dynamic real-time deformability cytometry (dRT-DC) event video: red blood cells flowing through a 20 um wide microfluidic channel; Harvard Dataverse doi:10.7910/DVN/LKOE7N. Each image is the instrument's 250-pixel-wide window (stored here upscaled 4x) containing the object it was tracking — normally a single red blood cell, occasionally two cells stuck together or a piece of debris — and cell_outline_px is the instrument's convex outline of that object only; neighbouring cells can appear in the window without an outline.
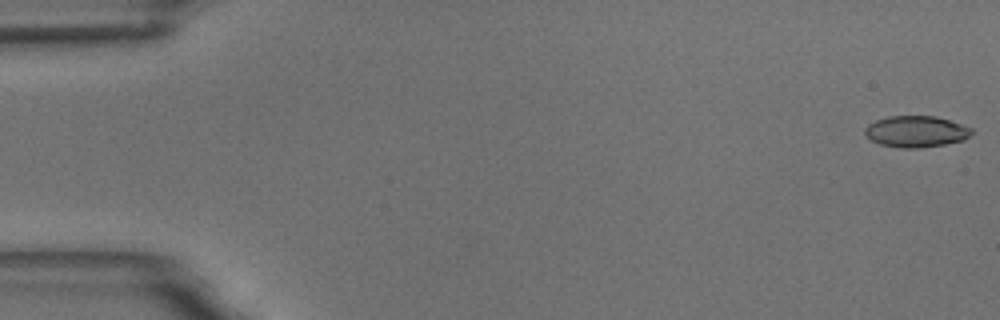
{"species": "common noctule bat (a hibernating species)", "species_latin": "Nyctalus noctula", "temperature_condition": "room temperature", "stored_images_in_passage": 9, "camera_frame_rate_fps": 3000, "um_per_image_px": 0.085, "animal": {"sex": "male", "body_mass_g": 18.8}, "frame": {"image": 1, "passage_image": 1, "time_ms": 0.0, "image_size_px": [1000, 320], "cell_outline_px": [[972, 132], [964, 140], [944, 144], [920, 148], [904, 148], [880, 144], [872, 140], [864, 132], [864, 128], [868, 124], [876, 120], [888, 116], [936, 116], [972, 128]], "centroid_in_image_um": [77.85, 11.17], "position_along_channel_um": 7.2, "area_um2": 19.31}}
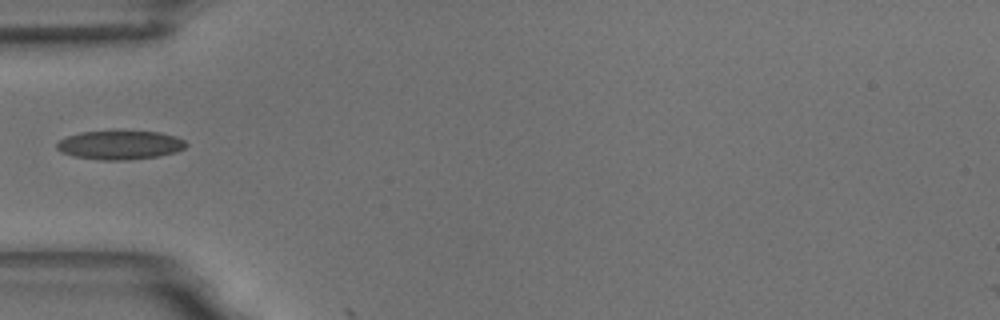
{"frame": {"image": 2, "passage_image": 6, "time_ms": 6.0, "image_size_px": [1000, 320], "cell_outline_px": [[188, 144], [184, 148], [176, 152], [160, 156], [128, 160], [100, 160], [72, 156], [60, 152], [56, 148], [56, 144], [60, 140], [68, 136], [80, 132], [160, 132], [176, 136], [184, 140]], "centroid_in_image_um": [10.2, 12.34], "position_along_channel_um": 74.8, "area_um2": 21.68}}
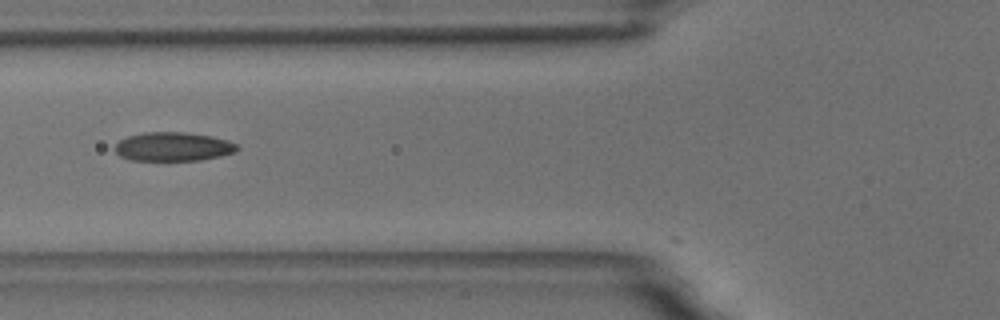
{"frame": {"image": 3, "passage_image": 7, "time_ms": 7.0, "image_size_px": [1000, 320], "cell_outline_px": [[240, 148], [236, 152], [220, 156], [200, 160], [128, 160], [120, 156], [116, 152], [116, 144], [120, 140], [128, 136], [144, 132], [184, 132], [212, 136], [228, 140], [236, 144]], "centroid_in_image_um": [14.74, 12.46], "position_along_channel_um": 111.1, "area_um2": 20.58}}